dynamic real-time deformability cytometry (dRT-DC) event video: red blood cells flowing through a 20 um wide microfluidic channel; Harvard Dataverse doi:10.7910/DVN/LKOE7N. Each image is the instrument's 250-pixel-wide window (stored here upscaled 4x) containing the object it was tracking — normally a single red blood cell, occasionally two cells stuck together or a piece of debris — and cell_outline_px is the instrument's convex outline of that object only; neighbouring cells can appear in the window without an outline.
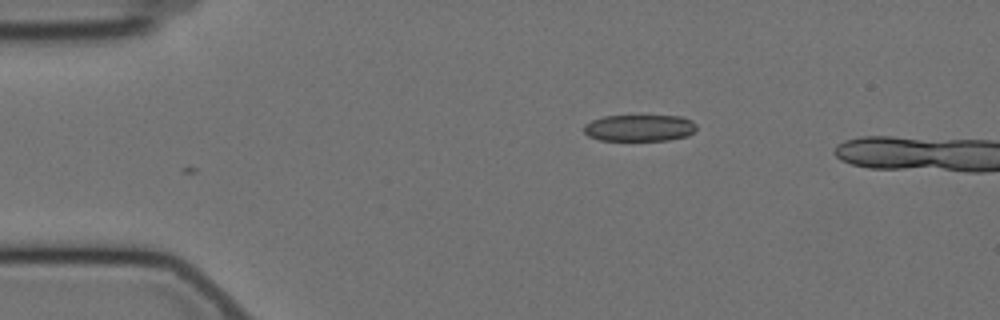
{"species": "Egyptian fruit bat (a non-hibernating species)", "species_latin": "Rousettus aegyptiacus", "temperature_condition": "cold", "stored_images_in_passage": 2, "camera_frame_rate_fps": 3000, "um_per_image_px": 0.085, "animal": {"sex": "female"}, "frame": {"image": 1, "passage_image": 1, "time_ms": 0.0, "image_size_px": [1000, 320], "cell_outline_px": [[696, 128], [688, 136], [668, 140], [600, 140], [588, 136], [584, 132], [584, 124], [592, 120], [604, 116], [680, 116], [692, 120], [696, 124]], "centroid_in_image_um": [54.35, 10.87], "position_along_channel_um": 30.7, "area_um2": 17.46}}